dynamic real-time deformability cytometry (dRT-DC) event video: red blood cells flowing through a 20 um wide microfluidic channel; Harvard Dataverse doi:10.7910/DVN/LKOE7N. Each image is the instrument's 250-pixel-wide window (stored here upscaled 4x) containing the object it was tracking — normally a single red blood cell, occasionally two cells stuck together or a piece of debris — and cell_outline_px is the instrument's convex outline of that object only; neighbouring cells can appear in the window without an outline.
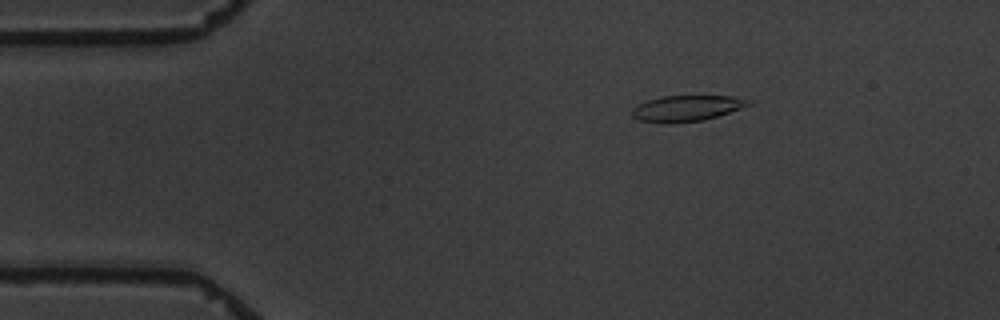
{"species": "common noctule bat (a hibernating species)", "species_latin": "Nyctalus noctula", "temperature_condition": "warm", "stored_images_in_passage": 4, "camera_frame_rate_fps": 3000, "um_per_image_px": 0.085, "animal": {"sex": "male", "body_mass_g": 19.5, "forearm_length_mm": 54.6}, "frame": {"image": 1, "passage_image": 3, "time_ms": 2.333, "image_size_px": [1000, 320], "cell_outline_px": [[752, 104], [704, 120], [668, 124], [640, 120], [632, 116], [632, 108], [648, 100], [664, 96], [732, 96], [752, 100]], "centroid_in_image_um": [58.37, 9.21], "position_along_channel_um": 26.6, "area_um2": 17.4}}